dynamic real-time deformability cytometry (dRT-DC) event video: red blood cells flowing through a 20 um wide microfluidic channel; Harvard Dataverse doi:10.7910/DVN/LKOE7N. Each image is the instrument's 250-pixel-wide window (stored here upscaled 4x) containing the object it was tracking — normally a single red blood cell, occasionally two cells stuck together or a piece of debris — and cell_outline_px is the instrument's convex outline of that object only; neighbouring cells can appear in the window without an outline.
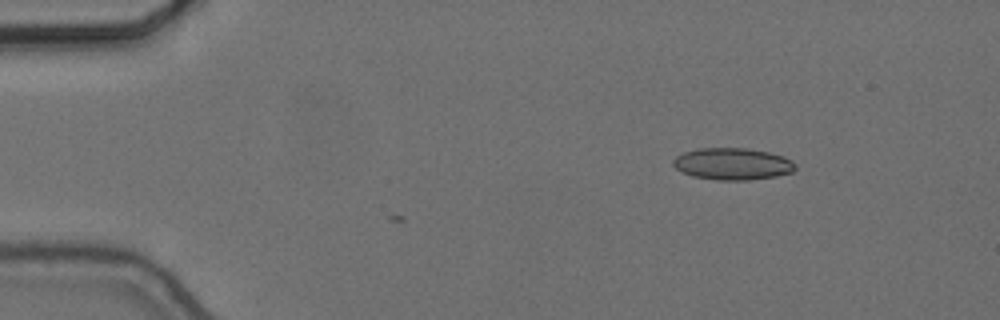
{"species": "common noctule bat (a hibernating species)", "species_latin": "Nyctalus noctula", "temperature_condition": "cold", "stored_images_in_passage": 4, "camera_frame_rate_fps": 3000, "um_per_image_px": 0.085, "animal": {"sex": "female", "body_mass_g": 24.6, "forearm_length_mm": 56.2}, "frame": {"image": 1, "passage_image": 4, "time_ms": 1.0, "image_size_px": [1000, 320], "cell_outline_px": [[796, 168], [792, 172], [776, 176], [748, 180], [716, 180], [692, 176], [676, 168], [672, 164], [672, 160], [676, 156], [684, 152], [700, 148], [748, 148], [768, 152], [784, 156], [792, 160], [796, 164]], "centroid_in_image_um": [62.28, 13.93], "position_along_channel_um": 22.7, "area_um2": 22.77}}